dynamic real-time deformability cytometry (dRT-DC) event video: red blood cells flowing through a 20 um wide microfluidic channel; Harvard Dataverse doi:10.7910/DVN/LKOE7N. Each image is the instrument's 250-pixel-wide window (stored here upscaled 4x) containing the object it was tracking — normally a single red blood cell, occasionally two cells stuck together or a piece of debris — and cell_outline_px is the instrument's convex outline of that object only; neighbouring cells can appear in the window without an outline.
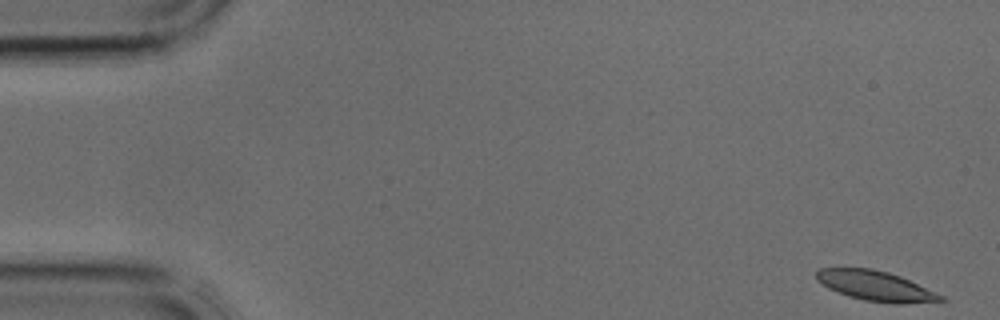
{"species": "common noctule bat (a hibernating species)", "species_latin": "Nyctalus noctula", "temperature_condition": "cold", "stored_images_in_passage": 3, "camera_frame_rate_fps": 3000, "um_per_image_px": 0.085, "animal": {"sex": "male", "body_mass_g": 17.9, "forearm_length_mm": 54.2}, "frame": {"image": 1, "passage_image": 1, "time_ms": 0.0, "image_size_px": [1000, 320], "cell_outline_px": [[948, 300], [900, 304], [896, 304], [864, 300], [848, 296], [828, 288], [816, 280], [816, 272], [820, 268], [872, 268], [888, 272], [900, 276], [944, 296]], "centroid_in_image_um": [74.42, 24.3], "position_along_channel_um": 10.6, "area_um2": 21.62}}